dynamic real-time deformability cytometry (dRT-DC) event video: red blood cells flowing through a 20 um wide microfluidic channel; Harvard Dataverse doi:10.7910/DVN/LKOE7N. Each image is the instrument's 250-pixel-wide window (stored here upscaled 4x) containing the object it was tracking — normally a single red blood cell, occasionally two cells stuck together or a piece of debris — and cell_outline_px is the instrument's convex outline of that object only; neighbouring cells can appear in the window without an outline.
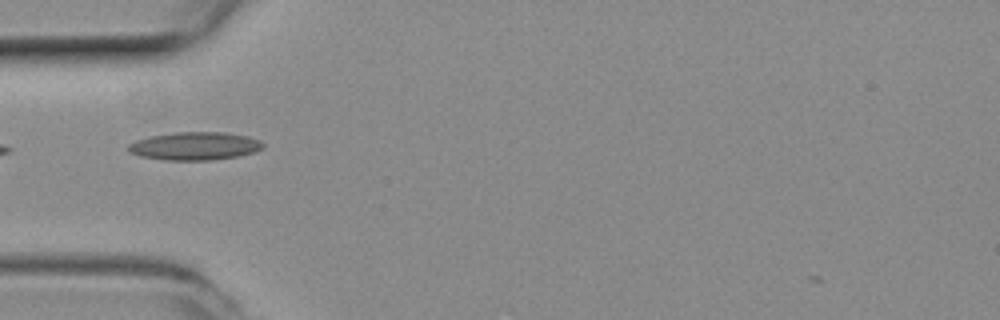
{"species": "common noctule bat (a hibernating species)", "species_latin": "Nyctalus noctula", "temperature_condition": "room temperature", "stored_images_in_passage": 6, "camera_frame_rate_fps": 3000, "um_per_image_px": 0.085, "animal": {"sex": "female", "body_mass_g": 19.3, "forearm_length_mm": 54.1}, "frame": {"image": 1, "passage_image": 2, "time_ms": 0.333, "image_size_px": [1000, 320], "cell_outline_px": [[264, 148], [256, 152], [240, 156], [208, 160], [168, 160], [140, 156], [128, 152], [128, 144], [136, 140], [148, 136], [176, 132], [224, 132], [248, 136], [260, 140], [264, 144]], "centroid_in_image_um": [16.58, 12.41], "position_along_channel_um": 68.4, "area_um2": 22.2}}
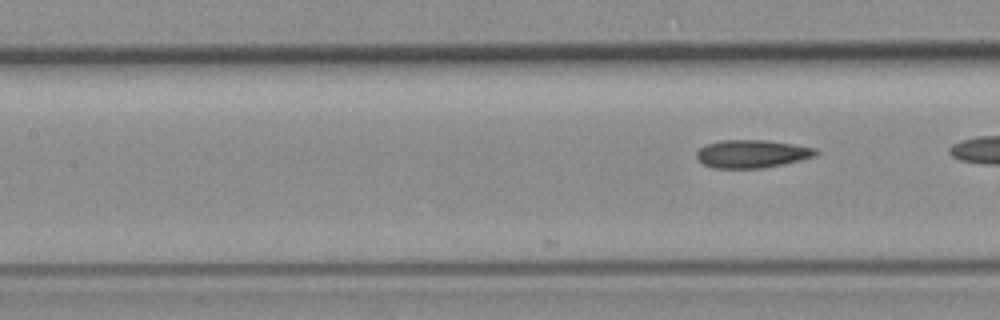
{"frame": {"image": 2, "passage_image": 6, "time_ms": 1.667, "image_size_px": [1000, 320], "cell_outline_px": [[820, 152], [816, 156], [784, 164], [764, 168], [712, 168], [704, 164], [696, 156], [696, 152], [700, 148], [708, 144], [720, 140], [768, 140], [816, 148]], "centroid_in_image_um": [63.95, 13.08], "position_along_channel_um": 143.5, "area_um2": 19.48}}